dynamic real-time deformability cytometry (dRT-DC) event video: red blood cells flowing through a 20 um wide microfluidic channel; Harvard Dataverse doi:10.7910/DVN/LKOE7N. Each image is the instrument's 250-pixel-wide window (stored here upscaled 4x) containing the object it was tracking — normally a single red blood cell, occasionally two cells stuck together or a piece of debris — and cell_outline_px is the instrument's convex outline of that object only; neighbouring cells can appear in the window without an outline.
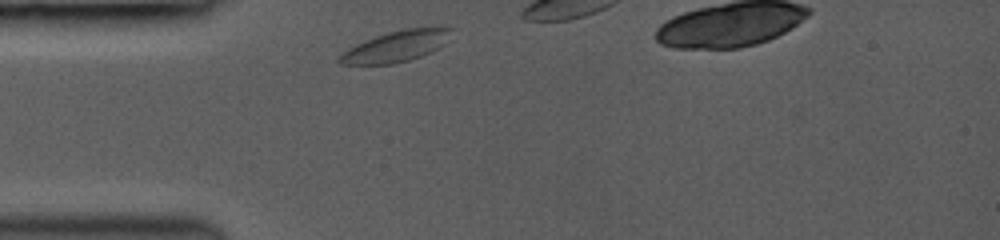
{"species": "common noctule bat (a hibernating species)", "species_latin": "Nyctalus noctula", "temperature_condition": "room temperature", "stored_images_in_passage": 3, "camera_frame_rate_fps": 3000, "um_per_image_px": 0.085, "animal": {"sex": "female", "body_mass_g": 19.0, "forearm_length_mm": 53.3}, "frame": {"image": 1, "passage_image": 1, "time_ms": 0.0, "image_size_px": [1000, 240], "cell_outline_px": [[452, 28], [444, 44], [420, 56], [408, 60], [392, 64], [340, 64], [336, 60], [348, 48], [364, 40], [388, 32], [404, 28], [436, 24]], "centroid_in_image_um": [33.7, 3.89], "position_along_channel_um": 51.3, "area_um2": 20.29}}